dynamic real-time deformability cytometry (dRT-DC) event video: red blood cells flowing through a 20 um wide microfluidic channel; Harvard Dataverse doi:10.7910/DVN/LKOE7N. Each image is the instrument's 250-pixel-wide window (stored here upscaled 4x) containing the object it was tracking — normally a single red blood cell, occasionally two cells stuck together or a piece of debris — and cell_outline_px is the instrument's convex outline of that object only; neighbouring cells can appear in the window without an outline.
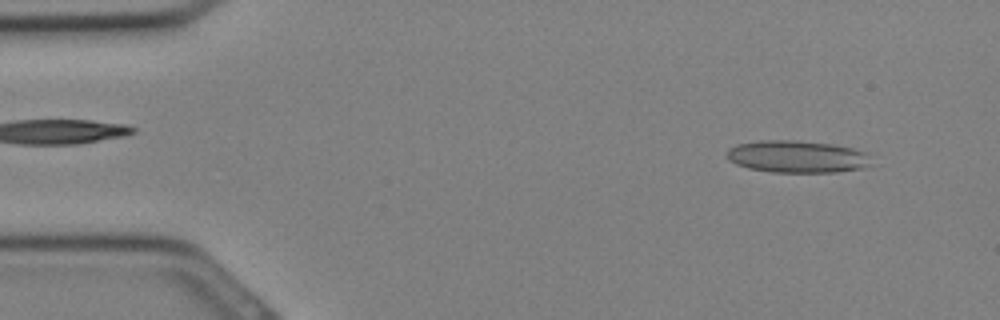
{"species": "Egyptian fruit bat (a non-hibernating species)", "species_latin": "Rousettus aegyptiacus", "temperature_condition": "cold", "stored_images_in_passage": 12, "camera_frame_rate_fps": 3000, "um_per_image_px": 0.085, "animal": {"sex": "female"}, "frame": {"image": 1, "passage_image": 2, "time_ms": 0.333, "image_size_px": [1000, 320], "cell_outline_px": [[872, 164], [864, 168], [836, 172], [772, 172], [748, 168], [736, 164], [728, 160], [724, 152], [728, 148], [736, 144], [760, 140], [796, 140], [832, 144], [872, 152]], "centroid_in_image_um": [67.79, 13.31], "position_along_channel_um": 17.2, "area_um2": 27.74}}
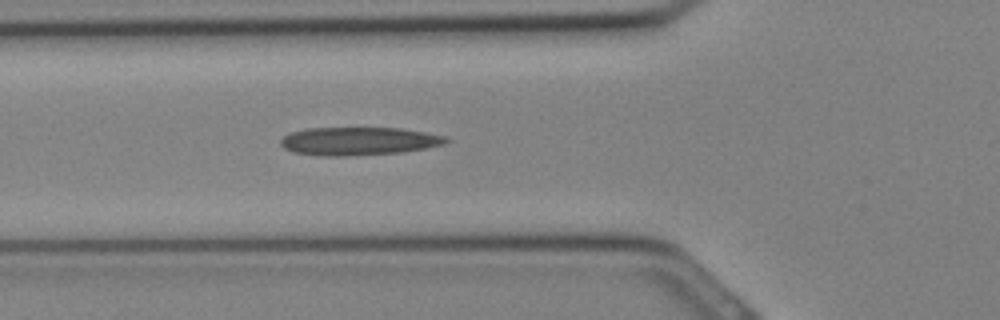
{"frame": {"image": 2, "passage_image": 10, "time_ms": 3.0, "image_size_px": [1000, 320], "cell_outline_px": [[452, 140], [444, 144], [424, 148], [400, 152], [348, 156], [320, 156], [292, 152], [284, 148], [280, 144], [280, 140], [284, 136], [292, 132], [308, 128], [400, 128], [448, 136]], "centroid_in_image_um": [30.49, 12.0], "position_along_channel_um": 95.3, "area_um2": 27.17}}
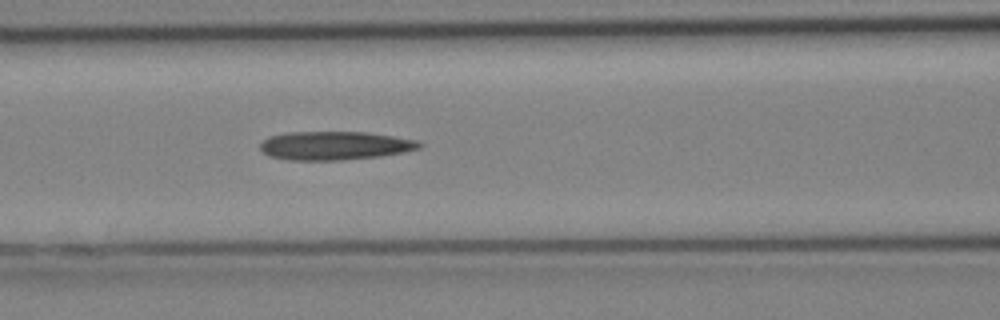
{"frame": {"image": 3, "passage_image": 12, "time_ms": 3.667, "image_size_px": [1000, 320], "cell_outline_px": [[424, 144], [420, 148], [404, 152], [380, 156], [340, 160], [288, 160], [268, 156], [260, 148], [260, 144], [268, 136], [288, 132], [368, 132], [416, 140]], "centroid_in_image_um": [28.44, 12.38], "position_along_channel_um": 138.2, "area_um2": 26.53}}